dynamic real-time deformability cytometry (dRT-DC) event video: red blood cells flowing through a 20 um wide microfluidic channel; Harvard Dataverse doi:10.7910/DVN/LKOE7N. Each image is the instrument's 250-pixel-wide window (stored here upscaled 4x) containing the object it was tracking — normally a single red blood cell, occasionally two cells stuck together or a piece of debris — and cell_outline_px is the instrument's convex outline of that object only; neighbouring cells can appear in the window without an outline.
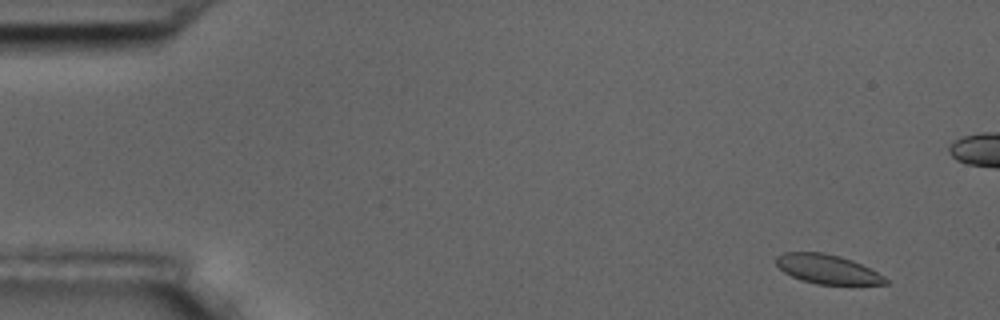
{"species": "common noctule bat (a hibernating species)", "species_latin": "Nyctalus noctula", "temperature_condition": "room temperature", "stored_images_in_passage": 7, "camera_frame_rate_fps": 3000, "um_per_image_px": 0.085, "animal": {"sex": "male", "body_mass_g": 17.5, "forearm_length_mm": 52.3}, "frame": {"image": 1, "passage_image": 1, "time_ms": 0.0, "image_size_px": [1000, 320], "cell_outline_px": [[888, 284], [816, 284], [792, 276], [784, 272], [776, 264], [776, 256], [784, 252], [824, 252], [840, 256], [852, 260], [884, 276], [888, 280]], "centroid_in_image_um": [70.31, 22.86], "position_along_channel_um": 14.7, "area_um2": 18.38}}